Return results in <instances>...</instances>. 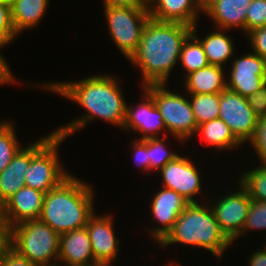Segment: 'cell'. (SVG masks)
I'll return each mask as SVG.
<instances>
[{
	"mask_svg": "<svg viewBox=\"0 0 266 266\" xmlns=\"http://www.w3.org/2000/svg\"><path fill=\"white\" fill-rule=\"evenodd\" d=\"M118 80L119 78L114 75L97 74L79 81L37 84L42 89L45 88L58 96L74 101L86 111V114L71 120L67 125L56 128L54 132L68 138L75 132L83 130L86 123L93 122L92 120L96 118L122 129L127 102L121 90V81Z\"/></svg>",
	"mask_w": 266,
	"mask_h": 266,
	"instance_id": "cell-1",
	"label": "cell"
},
{
	"mask_svg": "<svg viewBox=\"0 0 266 266\" xmlns=\"http://www.w3.org/2000/svg\"><path fill=\"white\" fill-rule=\"evenodd\" d=\"M192 26L179 22L149 19L144 26L136 51L128 59L139 68L142 87L167 84L179 61L182 45L192 33Z\"/></svg>",
	"mask_w": 266,
	"mask_h": 266,
	"instance_id": "cell-2",
	"label": "cell"
},
{
	"mask_svg": "<svg viewBox=\"0 0 266 266\" xmlns=\"http://www.w3.org/2000/svg\"><path fill=\"white\" fill-rule=\"evenodd\" d=\"M94 199L92 186L71 174L45 194L39 219L59 235L86 227L96 213Z\"/></svg>",
	"mask_w": 266,
	"mask_h": 266,
	"instance_id": "cell-3",
	"label": "cell"
},
{
	"mask_svg": "<svg viewBox=\"0 0 266 266\" xmlns=\"http://www.w3.org/2000/svg\"><path fill=\"white\" fill-rule=\"evenodd\" d=\"M199 202L190 203L182 211L171 230L157 245L159 247L178 243L191 245L206 249L220 259L219 257H222L226 248L228 249L233 242L216 221L211 205L208 206L203 201Z\"/></svg>",
	"mask_w": 266,
	"mask_h": 266,
	"instance_id": "cell-4",
	"label": "cell"
},
{
	"mask_svg": "<svg viewBox=\"0 0 266 266\" xmlns=\"http://www.w3.org/2000/svg\"><path fill=\"white\" fill-rule=\"evenodd\" d=\"M31 143V162L25 175V186L44 193L59 186L71 173L64 169L58 154L66 137L54 130Z\"/></svg>",
	"mask_w": 266,
	"mask_h": 266,
	"instance_id": "cell-5",
	"label": "cell"
},
{
	"mask_svg": "<svg viewBox=\"0 0 266 266\" xmlns=\"http://www.w3.org/2000/svg\"><path fill=\"white\" fill-rule=\"evenodd\" d=\"M60 235L40 219L12 227V249L38 266H58Z\"/></svg>",
	"mask_w": 266,
	"mask_h": 266,
	"instance_id": "cell-6",
	"label": "cell"
},
{
	"mask_svg": "<svg viewBox=\"0 0 266 266\" xmlns=\"http://www.w3.org/2000/svg\"><path fill=\"white\" fill-rule=\"evenodd\" d=\"M166 84H151L145 88L151 93L159 109L166 131L182 144L195 136L197 123L187 94L169 91ZM187 97H186V96Z\"/></svg>",
	"mask_w": 266,
	"mask_h": 266,
	"instance_id": "cell-7",
	"label": "cell"
},
{
	"mask_svg": "<svg viewBox=\"0 0 266 266\" xmlns=\"http://www.w3.org/2000/svg\"><path fill=\"white\" fill-rule=\"evenodd\" d=\"M104 13L111 39L128 60L136 51L144 26L151 18L148 6H104Z\"/></svg>",
	"mask_w": 266,
	"mask_h": 266,
	"instance_id": "cell-8",
	"label": "cell"
},
{
	"mask_svg": "<svg viewBox=\"0 0 266 266\" xmlns=\"http://www.w3.org/2000/svg\"><path fill=\"white\" fill-rule=\"evenodd\" d=\"M239 190L229 192L227 195L219 196L215 203L211 202V208L215 214L216 221L226 236L235 242L241 236L251 198L246 189L237 182Z\"/></svg>",
	"mask_w": 266,
	"mask_h": 266,
	"instance_id": "cell-9",
	"label": "cell"
},
{
	"mask_svg": "<svg viewBox=\"0 0 266 266\" xmlns=\"http://www.w3.org/2000/svg\"><path fill=\"white\" fill-rule=\"evenodd\" d=\"M219 105V118L242 144L247 143L253 137L258 121L247 99L226 88L220 93Z\"/></svg>",
	"mask_w": 266,
	"mask_h": 266,
	"instance_id": "cell-10",
	"label": "cell"
},
{
	"mask_svg": "<svg viewBox=\"0 0 266 266\" xmlns=\"http://www.w3.org/2000/svg\"><path fill=\"white\" fill-rule=\"evenodd\" d=\"M266 84V60L254 52L234 57L226 79L227 89L247 98Z\"/></svg>",
	"mask_w": 266,
	"mask_h": 266,
	"instance_id": "cell-11",
	"label": "cell"
},
{
	"mask_svg": "<svg viewBox=\"0 0 266 266\" xmlns=\"http://www.w3.org/2000/svg\"><path fill=\"white\" fill-rule=\"evenodd\" d=\"M143 93L141 103L134 104L133 106H126V115L123 124V130H128L134 133H140L142 137L138 140L167 136L166 129L162 115L157 108L151 93L145 88H142ZM164 130V132H163Z\"/></svg>",
	"mask_w": 266,
	"mask_h": 266,
	"instance_id": "cell-12",
	"label": "cell"
},
{
	"mask_svg": "<svg viewBox=\"0 0 266 266\" xmlns=\"http://www.w3.org/2000/svg\"><path fill=\"white\" fill-rule=\"evenodd\" d=\"M190 158L181 154L167 163L158 173L162 176V186L182 195L189 203H198L195 197L201 193L202 177Z\"/></svg>",
	"mask_w": 266,
	"mask_h": 266,
	"instance_id": "cell-13",
	"label": "cell"
},
{
	"mask_svg": "<svg viewBox=\"0 0 266 266\" xmlns=\"http://www.w3.org/2000/svg\"><path fill=\"white\" fill-rule=\"evenodd\" d=\"M151 212L154 219L162 225L150 228L149 235L158 244L171 230L182 211L190 204L187 199L174 190L162 187L151 199Z\"/></svg>",
	"mask_w": 266,
	"mask_h": 266,
	"instance_id": "cell-14",
	"label": "cell"
},
{
	"mask_svg": "<svg viewBox=\"0 0 266 266\" xmlns=\"http://www.w3.org/2000/svg\"><path fill=\"white\" fill-rule=\"evenodd\" d=\"M114 218L110 214L95 215L88 219V230L91 247L97 263L117 262L119 239L115 237Z\"/></svg>",
	"mask_w": 266,
	"mask_h": 266,
	"instance_id": "cell-15",
	"label": "cell"
},
{
	"mask_svg": "<svg viewBox=\"0 0 266 266\" xmlns=\"http://www.w3.org/2000/svg\"><path fill=\"white\" fill-rule=\"evenodd\" d=\"M45 194L24 186L0 207V213L12 226L24 221L39 219Z\"/></svg>",
	"mask_w": 266,
	"mask_h": 266,
	"instance_id": "cell-16",
	"label": "cell"
},
{
	"mask_svg": "<svg viewBox=\"0 0 266 266\" xmlns=\"http://www.w3.org/2000/svg\"><path fill=\"white\" fill-rule=\"evenodd\" d=\"M96 263L86 227L60 235L58 266H92Z\"/></svg>",
	"mask_w": 266,
	"mask_h": 266,
	"instance_id": "cell-17",
	"label": "cell"
},
{
	"mask_svg": "<svg viewBox=\"0 0 266 266\" xmlns=\"http://www.w3.org/2000/svg\"><path fill=\"white\" fill-rule=\"evenodd\" d=\"M151 19L198 25L202 8L196 0H146ZM198 19V20H197Z\"/></svg>",
	"mask_w": 266,
	"mask_h": 266,
	"instance_id": "cell-18",
	"label": "cell"
},
{
	"mask_svg": "<svg viewBox=\"0 0 266 266\" xmlns=\"http://www.w3.org/2000/svg\"><path fill=\"white\" fill-rule=\"evenodd\" d=\"M252 0H213L204 9L203 13L213 20L216 29L226 32L240 28L246 34V14Z\"/></svg>",
	"mask_w": 266,
	"mask_h": 266,
	"instance_id": "cell-19",
	"label": "cell"
},
{
	"mask_svg": "<svg viewBox=\"0 0 266 266\" xmlns=\"http://www.w3.org/2000/svg\"><path fill=\"white\" fill-rule=\"evenodd\" d=\"M22 147L0 172V207L25 186V175L31 162V145Z\"/></svg>",
	"mask_w": 266,
	"mask_h": 266,
	"instance_id": "cell-20",
	"label": "cell"
},
{
	"mask_svg": "<svg viewBox=\"0 0 266 266\" xmlns=\"http://www.w3.org/2000/svg\"><path fill=\"white\" fill-rule=\"evenodd\" d=\"M224 67L208 64L188 75L184 73L186 94L221 93L226 87Z\"/></svg>",
	"mask_w": 266,
	"mask_h": 266,
	"instance_id": "cell-21",
	"label": "cell"
},
{
	"mask_svg": "<svg viewBox=\"0 0 266 266\" xmlns=\"http://www.w3.org/2000/svg\"><path fill=\"white\" fill-rule=\"evenodd\" d=\"M223 29L211 31L203 39L198 38L197 26H193L192 34L201 42L209 64L225 67V63L234 56L232 37L224 33Z\"/></svg>",
	"mask_w": 266,
	"mask_h": 266,
	"instance_id": "cell-22",
	"label": "cell"
},
{
	"mask_svg": "<svg viewBox=\"0 0 266 266\" xmlns=\"http://www.w3.org/2000/svg\"><path fill=\"white\" fill-rule=\"evenodd\" d=\"M49 0H16L11 7L12 22L17 34L33 29L44 17Z\"/></svg>",
	"mask_w": 266,
	"mask_h": 266,
	"instance_id": "cell-23",
	"label": "cell"
},
{
	"mask_svg": "<svg viewBox=\"0 0 266 266\" xmlns=\"http://www.w3.org/2000/svg\"><path fill=\"white\" fill-rule=\"evenodd\" d=\"M198 133L201 135L200 138L205 141L204 143L210 147L213 146L217 151L223 152L226 149H235L243 145L220 118L199 125L195 135Z\"/></svg>",
	"mask_w": 266,
	"mask_h": 266,
	"instance_id": "cell-24",
	"label": "cell"
},
{
	"mask_svg": "<svg viewBox=\"0 0 266 266\" xmlns=\"http://www.w3.org/2000/svg\"><path fill=\"white\" fill-rule=\"evenodd\" d=\"M197 126L219 118L220 93L188 94Z\"/></svg>",
	"mask_w": 266,
	"mask_h": 266,
	"instance_id": "cell-25",
	"label": "cell"
},
{
	"mask_svg": "<svg viewBox=\"0 0 266 266\" xmlns=\"http://www.w3.org/2000/svg\"><path fill=\"white\" fill-rule=\"evenodd\" d=\"M186 75L204 68L209 63L201 42L191 33L184 41L179 57Z\"/></svg>",
	"mask_w": 266,
	"mask_h": 266,
	"instance_id": "cell-26",
	"label": "cell"
},
{
	"mask_svg": "<svg viewBox=\"0 0 266 266\" xmlns=\"http://www.w3.org/2000/svg\"><path fill=\"white\" fill-rule=\"evenodd\" d=\"M241 174L239 183L246 189L250 198L266 202V164L252 167Z\"/></svg>",
	"mask_w": 266,
	"mask_h": 266,
	"instance_id": "cell-27",
	"label": "cell"
},
{
	"mask_svg": "<svg viewBox=\"0 0 266 266\" xmlns=\"http://www.w3.org/2000/svg\"><path fill=\"white\" fill-rule=\"evenodd\" d=\"M14 123L0 121V172L11 162L16 153L22 148L16 136Z\"/></svg>",
	"mask_w": 266,
	"mask_h": 266,
	"instance_id": "cell-28",
	"label": "cell"
},
{
	"mask_svg": "<svg viewBox=\"0 0 266 266\" xmlns=\"http://www.w3.org/2000/svg\"><path fill=\"white\" fill-rule=\"evenodd\" d=\"M162 137L148 138L149 172L156 170L159 172L167 163L180 155L170 151L166 146V136Z\"/></svg>",
	"mask_w": 266,
	"mask_h": 266,
	"instance_id": "cell-29",
	"label": "cell"
},
{
	"mask_svg": "<svg viewBox=\"0 0 266 266\" xmlns=\"http://www.w3.org/2000/svg\"><path fill=\"white\" fill-rule=\"evenodd\" d=\"M266 229V202L251 199V204L248 209L247 218L245 220L241 235L247 231Z\"/></svg>",
	"mask_w": 266,
	"mask_h": 266,
	"instance_id": "cell-30",
	"label": "cell"
},
{
	"mask_svg": "<svg viewBox=\"0 0 266 266\" xmlns=\"http://www.w3.org/2000/svg\"><path fill=\"white\" fill-rule=\"evenodd\" d=\"M266 26V0H252L246 14V34Z\"/></svg>",
	"mask_w": 266,
	"mask_h": 266,
	"instance_id": "cell-31",
	"label": "cell"
},
{
	"mask_svg": "<svg viewBox=\"0 0 266 266\" xmlns=\"http://www.w3.org/2000/svg\"><path fill=\"white\" fill-rule=\"evenodd\" d=\"M248 143L254 148L260 163L266 164V117L258 118L254 135Z\"/></svg>",
	"mask_w": 266,
	"mask_h": 266,
	"instance_id": "cell-32",
	"label": "cell"
},
{
	"mask_svg": "<svg viewBox=\"0 0 266 266\" xmlns=\"http://www.w3.org/2000/svg\"><path fill=\"white\" fill-rule=\"evenodd\" d=\"M18 37L12 22L11 7L0 4V42L12 43Z\"/></svg>",
	"mask_w": 266,
	"mask_h": 266,
	"instance_id": "cell-33",
	"label": "cell"
},
{
	"mask_svg": "<svg viewBox=\"0 0 266 266\" xmlns=\"http://www.w3.org/2000/svg\"><path fill=\"white\" fill-rule=\"evenodd\" d=\"M131 143L135 164L139 166L144 173H147L149 171L148 139H134V142Z\"/></svg>",
	"mask_w": 266,
	"mask_h": 266,
	"instance_id": "cell-34",
	"label": "cell"
},
{
	"mask_svg": "<svg viewBox=\"0 0 266 266\" xmlns=\"http://www.w3.org/2000/svg\"><path fill=\"white\" fill-rule=\"evenodd\" d=\"M252 51L266 60V26L256 28L246 34Z\"/></svg>",
	"mask_w": 266,
	"mask_h": 266,
	"instance_id": "cell-35",
	"label": "cell"
},
{
	"mask_svg": "<svg viewBox=\"0 0 266 266\" xmlns=\"http://www.w3.org/2000/svg\"><path fill=\"white\" fill-rule=\"evenodd\" d=\"M12 227L0 213V260L12 249Z\"/></svg>",
	"mask_w": 266,
	"mask_h": 266,
	"instance_id": "cell-36",
	"label": "cell"
},
{
	"mask_svg": "<svg viewBox=\"0 0 266 266\" xmlns=\"http://www.w3.org/2000/svg\"><path fill=\"white\" fill-rule=\"evenodd\" d=\"M246 99L258 118L266 117V84Z\"/></svg>",
	"mask_w": 266,
	"mask_h": 266,
	"instance_id": "cell-37",
	"label": "cell"
},
{
	"mask_svg": "<svg viewBox=\"0 0 266 266\" xmlns=\"http://www.w3.org/2000/svg\"><path fill=\"white\" fill-rule=\"evenodd\" d=\"M0 266H38L11 249L1 260Z\"/></svg>",
	"mask_w": 266,
	"mask_h": 266,
	"instance_id": "cell-38",
	"label": "cell"
},
{
	"mask_svg": "<svg viewBox=\"0 0 266 266\" xmlns=\"http://www.w3.org/2000/svg\"><path fill=\"white\" fill-rule=\"evenodd\" d=\"M7 46L6 43L0 42V48L2 49L3 47ZM0 49V50H1ZM17 81L15 80V77L13 73L10 70V66L7 63L6 59L2 54H0V86L5 85V84H14Z\"/></svg>",
	"mask_w": 266,
	"mask_h": 266,
	"instance_id": "cell-39",
	"label": "cell"
},
{
	"mask_svg": "<svg viewBox=\"0 0 266 266\" xmlns=\"http://www.w3.org/2000/svg\"><path fill=\"white\" fill-rule=\"evenodd\" d=\"M104 6L136 7L147 6L146 0H102Z\"/></svg>",
	"mask_w": 266,
	"mask_h": 266,
	"instance_id": "cell-40",
	"label": "cell"
},
{
	"mask_svg": "<svg viewBox=\"0 0 266 266\" xmlns=\"http://www.w3.org/2000/svg\"><path fill=\"white\" fill-rule=\"evenodd\" d=\"M248 261L249 266H266V249H256Z\"/></svg>",
	"mask_w": 266,
	"mask_h": 266,
	"instance_id": "cell-41",
	"label": "cell"
},
{
	"mask_svg": "<svg viewBox=\"0 0 266 266\" xmlns=\"http://www.w3.org/2000/svg\"><path fill=\"white\" fill-rule=\"evenodd\" d=\"M199 6L202 8V10L213 0H196Z\"/></svg>",
	"mask_w": 266,
	"mask_h": 266,
	"instance_id": "cell-42",
	"label": "cell"
},
{
	"mask_svg": "<svg viewBox=\"0 0 266 266\" xmlns=\"http://www.w3.org/2000/svg\"><path fill=\"white\" fill-rule=\"evenodd\" d=\"M16 0H0V4L7 5L9 7H12L14 5Z\"/></svg>",
	"mask_w": 266,
	"mask_h": 266,
	"instance_id": "cell-43",
	"label": "cell"
},
{
	"mask_svg": "<svg viewBox=\"0 0 266 266\" xmlns=\"http://www.w3.org/2000/svg\"><path fill=\"white\" fill-rule=\"evenodd\" d=\"M92 266H112L111 263H96L93 264Z\"/></svg>",
	"mask_w": 266,
	"mask_h": 266,
	"instance_id": "cell-44",
	"label": "cell"
},
{
	"mask_svg": "<svg viewBox=\"0 0 266 266\" xmlns=\"http://www.w3.org/2000/svg\"><path fill=\"white\" fill-rule=\"evenodd\" d=\"M174 265H175V266H180V265H178V263L175 264V261L172 262V263L170 262V264H168L167 266H174ZM164 266H166V265H164Z\"/></svg>",
	"mask_w": 266,
	"mask_h": 266,
	"instance_id": "cell-45",
	"label": "cell"
}]
</instances>
